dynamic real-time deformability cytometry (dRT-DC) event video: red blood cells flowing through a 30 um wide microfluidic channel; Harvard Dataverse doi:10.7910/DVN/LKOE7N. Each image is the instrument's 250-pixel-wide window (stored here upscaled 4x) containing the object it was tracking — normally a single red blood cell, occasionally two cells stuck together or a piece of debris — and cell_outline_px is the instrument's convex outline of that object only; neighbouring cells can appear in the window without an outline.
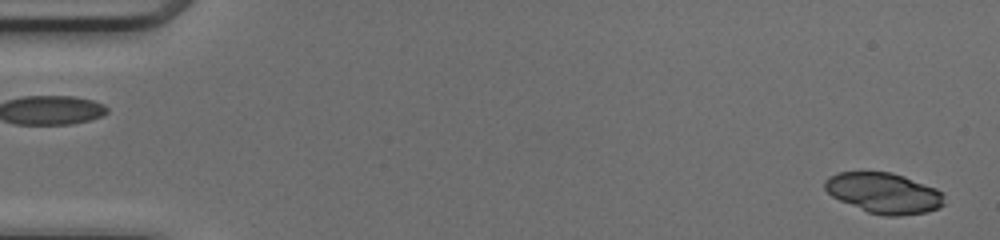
{"species": "common noctule bat (a hibernating species)", "species_latin": "Nyctalus noctula", "temperature_condition": "cold", "stored_images_in_passage": 48, "segment_of_instrument_passage": [1, 2], "camera_frame_rate_fps": 3000, "um_per_image_px": 0.085, "animal": {"sex": "female", "body_mass_g": 17.0, "forearm_length_mm": 48.0}, "frame": {"image": 1, "passage_image": 1, "time_ms": 0.0, "image_size_px": [1000, 240], "cell_outline_px": [[944, 204], [928, 212], [900, 216], [884, 216], [868, 212], [840, 200], [832, 196], [824, 188], [824, 180], [828, 176], [840, 172], [892, 172], [904, 176], [936, 188], [944, 192]], "centroid_in_image_um": [75.14, 16.41], "position_along_channel_um": 9.9, "area_um2": 28.26}}
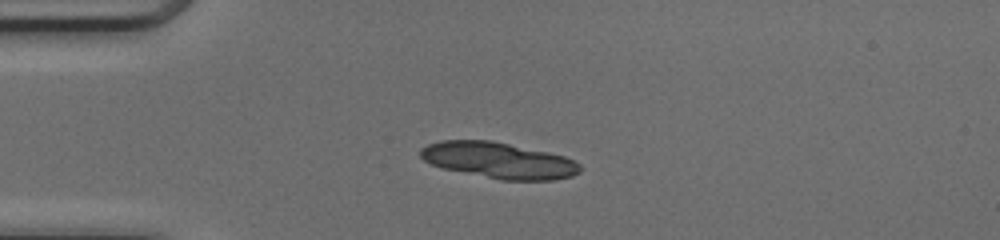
{"frame": {"image": 2, "passage_image": 12, "time_ms": 3.667, "image_size_px": [1000, 240], "cell_outline_px": [[580, 172], [572, 176], [552, 180], [500, 180], [440, 168], [424, 160], [420, 156], [420, 148], [428, 144], [440, 140], [492, 140], [548, 152], [564, 156], [580, 164]], "centroid_in_image_um": [42.36, 13.63], "position_along_channel_um": 42.6, "area_um2": 33.64}}